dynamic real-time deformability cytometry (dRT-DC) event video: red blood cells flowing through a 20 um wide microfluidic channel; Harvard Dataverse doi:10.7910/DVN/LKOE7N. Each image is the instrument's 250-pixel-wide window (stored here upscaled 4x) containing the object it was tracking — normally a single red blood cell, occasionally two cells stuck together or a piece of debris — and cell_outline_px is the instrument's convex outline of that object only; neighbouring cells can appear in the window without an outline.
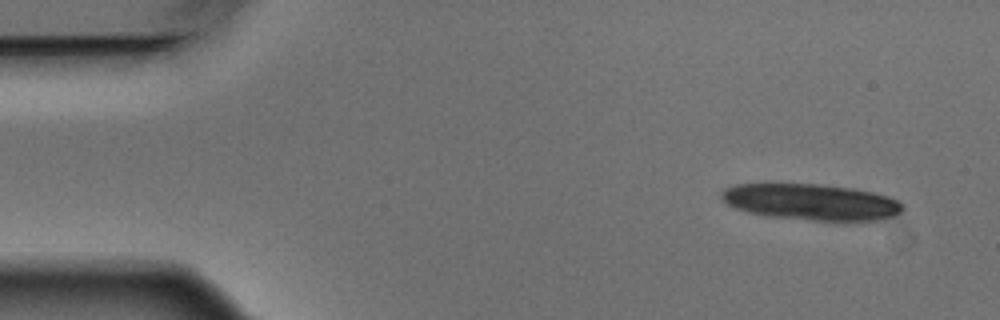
{"species": "Egyptian fruit bat (a non-hibernating species)", "species_latin": "Rousettus aegyptiacus", "temperature_condition": "warm", "stored_images_in_passage": 5, "camera_frame_rate_fps": 3000, "um_per_image_px": 0.085, "animal": {"sex": "male"}, "frame": {"image": 1, "passage_image": 1, "time_ms": 0.0, "image_size_px": [1000, 320], "cell_outline_px": [[904, 208], [896, 216], [884, 220], [816, 220], [768, 216], [748, 212], [736, 208], [728, 204], [720, 196], [720, 192], [724, 188], [736, 184], [820, 184], [856, 188], [888, 196], [896, 200]], "centroid_in_image_um": [68.96, 17.16], "position_along_channel_um": 16.0, "area_um2": 38.15}}
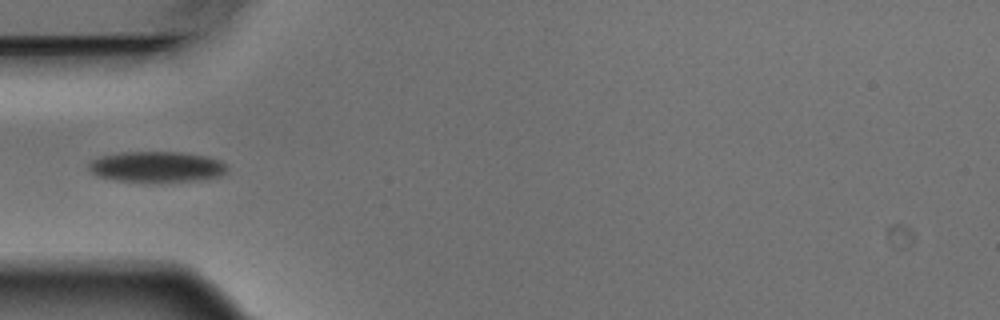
{"frame": {"image": 2, "passage_image": 5, "time_ms": 1.333, "image_size_px": [1000, 320], "cell_outline_px": [[228, 168], [220, 176], [200, 180], [116, 180], [96, 176], [88, 168], [88, 164], [92, 160], [100, 156], [120, 152], [180, 152], [208, 156], [220, 160]], "centroid_in_image_um": [13.3, 14.14], "position_along_channel_um": 71.7, "area_um2": 24.28}}